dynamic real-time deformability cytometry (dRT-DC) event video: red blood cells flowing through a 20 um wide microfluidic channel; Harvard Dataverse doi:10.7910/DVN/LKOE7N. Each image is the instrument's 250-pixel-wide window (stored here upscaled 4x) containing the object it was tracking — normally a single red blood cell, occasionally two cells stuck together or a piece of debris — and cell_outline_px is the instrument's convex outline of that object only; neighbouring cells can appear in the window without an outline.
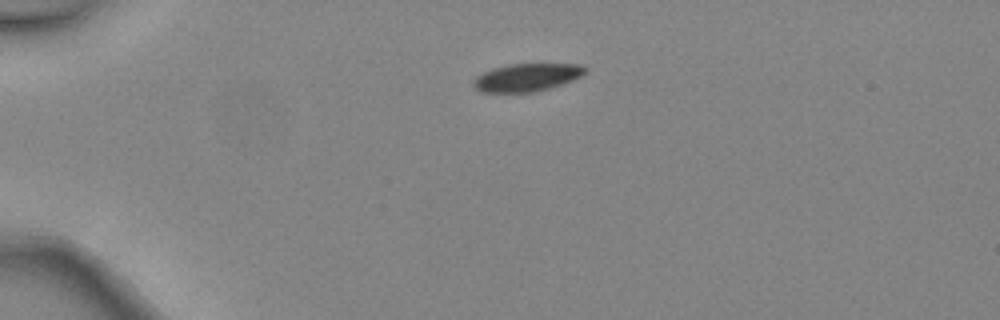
{"species": "common noctule bat (a hibernating species)", "species_latin": "Nyctalus noctula", "temperature_condition": "warm", "stored_images_in_passage": 2, "camera_frame_rate_fps": 3000, "um_per_image_px": 0.085, "animal": {"sex": "female", "body_mass_g": 24.6, "forearm_length_mm": 56.2}, "frame": {"image": 1, "passage_image": 1, "time_ms": 0.0, "image_size_px": [1000, 320], "cell_outline_px": [[588, 72], [572, 80], [548, 88], [532, 92], [480, 92], [472, 84], [472, 80], [476, 76], [492, 68], [508, 64], [580, 64], [588, 68]], "centroid_in_image_um": [44.77, 6.57], "position_along_channel_um": 40.2, "area_um2": 18.09}}